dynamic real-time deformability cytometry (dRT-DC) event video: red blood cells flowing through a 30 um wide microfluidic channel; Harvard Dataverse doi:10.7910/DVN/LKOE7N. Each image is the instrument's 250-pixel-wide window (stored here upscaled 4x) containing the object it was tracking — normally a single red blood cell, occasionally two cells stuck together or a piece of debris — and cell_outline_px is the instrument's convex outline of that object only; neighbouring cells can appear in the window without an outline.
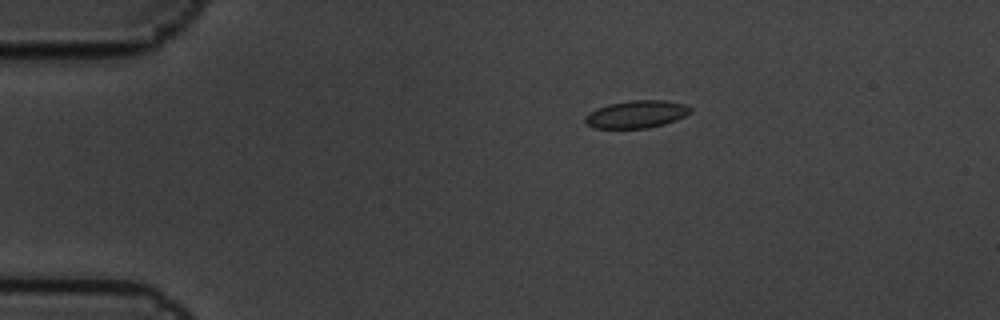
{"species": "common noctule bat (a hibernating species)", "species_latin": "Nyctalus noctula", "temperature_condition": "cold", "stored_images_in_passage": 7, "camera_frame_rate_fps": 3000, "um_per_image_px": 0.085, "animal": {"sex": "male", "body_mass_g": 19.5, "forearm_length_mm": 54.6}, "frame": {"image": 1, "passage_image": 4, "time_ms": 1.0, "image_size_px": [1000, 320], "cell_outline_px": [[692, 112], [676, 120], [664, 124], [648, 128], [596, 128], [588, 124], [584, 120], [584, 116], [588, 112], [596, 108], [608, 104], [632, 100], [664, 100], [684, 104], [692, 108]], "centroid_in_image_um": [54.1, 9.7], "position_along_channel_um": 30.9, "area_um2": 16.94}}
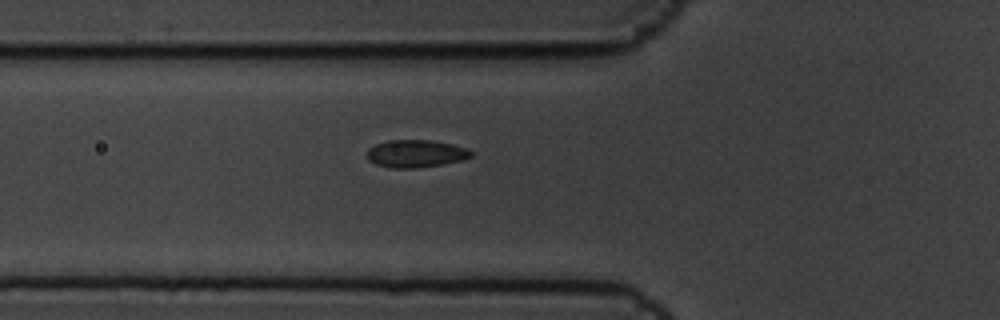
{"frame": {"image": 2, "passage_image": 7, "time_ms": 2.0, "image_size_px": [1000, 320], "cell_outline_px": [[472, 156], [464, 160], [444, 164], [416, 168], [392, 168], [376, 164], [368, 160], [368, 148], [376, 144], [388, 140], [432, 140], [452, 144], [468, 148], [472, 152]], "centroid_in_image_um": [35.37, 13.06], "position_along_channel_um": 90.4, "area_um2": 16.82}}